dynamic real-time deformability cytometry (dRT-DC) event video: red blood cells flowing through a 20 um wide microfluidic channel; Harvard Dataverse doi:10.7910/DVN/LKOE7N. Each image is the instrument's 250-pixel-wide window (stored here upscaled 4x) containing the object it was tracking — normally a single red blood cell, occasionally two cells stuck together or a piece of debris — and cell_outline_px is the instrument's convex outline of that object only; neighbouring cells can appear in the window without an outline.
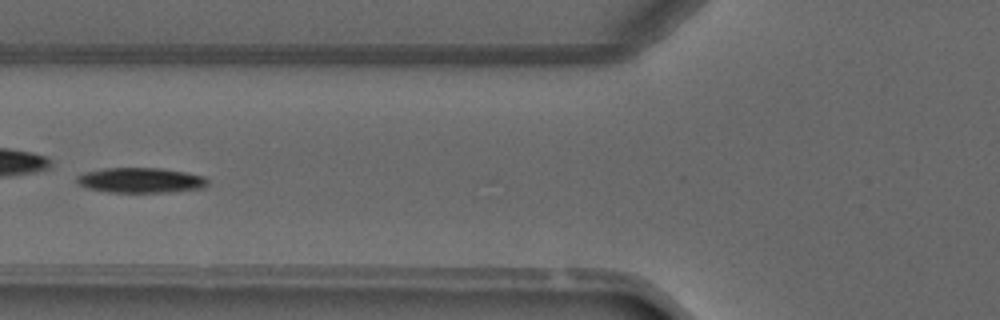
{"species": "common noctule bat (a hibernating species)", "species_latin": "Nyctalus noctula", "temperature_condition": "warm", "stored_images_in_passage": 5, "camera_frame_rate_fps": 3000, "um_per_image_px": 0.085, "animal": {"sex": "male", "forearm_length_mm": 52.5}, "frame": {"image": 1, "passage_image": 5, "time_ms": 5.333, "image_size_px": [1000, 320], "cell_outline_px": [[208, 184], [204, 188], [168, 192], [108, 192], [88, 188], [80, 184], [76, 180], [76, 176], [88, 172], [104, 168], [160, 168], [184, 172], [204, 176], [208, 180]], "centroid_in_image_um": [11.99, 15.32], "position_along_channel_um": 113.8, "area_um2": 19.02}}